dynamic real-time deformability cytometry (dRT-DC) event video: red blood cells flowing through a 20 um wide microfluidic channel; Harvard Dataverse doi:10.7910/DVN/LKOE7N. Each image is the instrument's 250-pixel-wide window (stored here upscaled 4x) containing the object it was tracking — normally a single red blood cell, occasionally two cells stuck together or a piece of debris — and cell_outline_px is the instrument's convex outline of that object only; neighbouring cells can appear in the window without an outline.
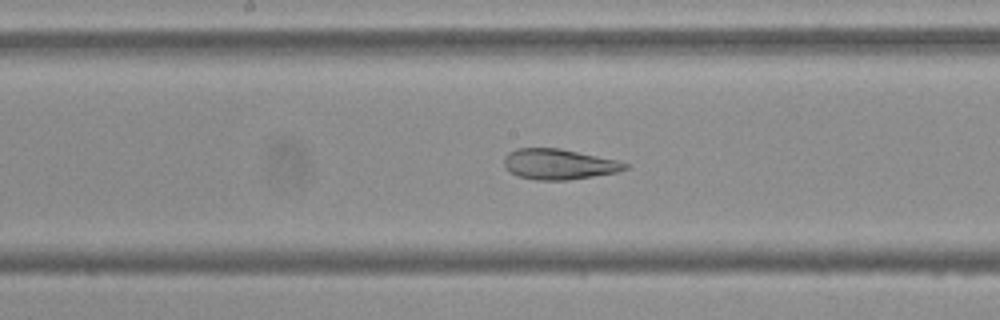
{"species": "Egyptian fruit bat (a non-hibernating species)", "species_latin": "Rousettus aegyptiacus", "temperature_condition": "cold", "stored_images_in_passage": 53, "camera_frame_rate_fps": 3000, "um_per_image_px": 0.085, "frame": {"image": 1, "passage_image": 27, "time_ms": 8.667, "image_size_px": [1000, 320], "cell_outline_px": [[628, 168], [616, 172], [568, 180], [536, 180], [516, 176], [504, 168], [504, 156], [508, 152], [516, 148], [560, 148], [616, 160], [628, 164]], "centroid_in_image_um": [47.43, 13.95], "position_along_channel_um": 200.8, "area_um2": 21.5}}
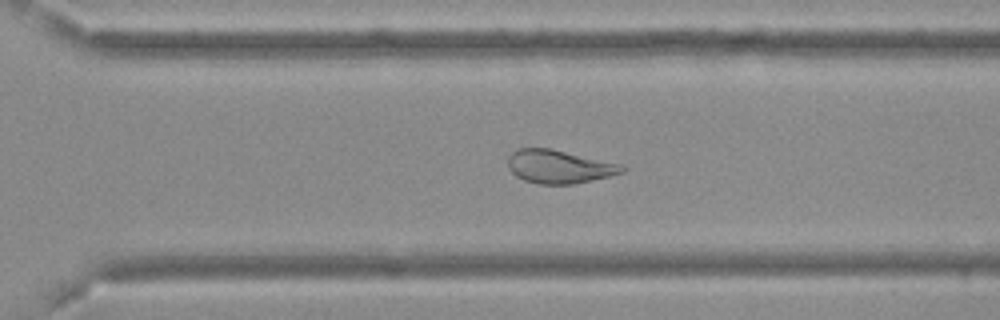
{"frame": {"image": 2, "passage_image": 37, "time_ms": 12.0, "image_size_px": [1000, 320], "cell_outline_px": [[628, 168], [624, 172], [592, 180], [572, 184], [540, 184], [524, 180], [516, 176], [508, 168], [508, 156], [516, 148], [548, 148], [624, 164]], "centroid_in_image_um": [47.54, 14.16], "position_along_channel_um": 323.1, "area_um2": 22.25}}
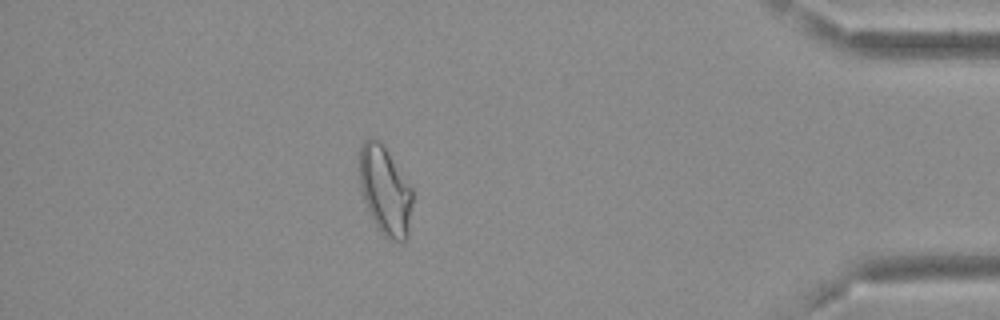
{"frame": {"image": 3, "passage_image": 47, "time_ms": 15.333, "image_size_px": [1000, 320], "cell_outline_px": [[412, 204], [408, 236], [400, 244], [388, 240], [380, 232], [364, 200], [360, 188], [360, 144], [368, 136], [372, 136], [380, 140], [412, 188]], "centroid_in_image_um": [32.74, 16.2], "position_along_channel_um": 402.5, "area_um2": 27.51}, "authors_computed_cell_mechanics": {"area_um2": 27.3394, "velocity_mm_per_s": 3.6798, "shape_relaxation_time_tau1_ms": null, "shape_relaxation_time_tau2_ms": 2.0225, "deformation_change_tau1": null, "deformation_change_tau2": 0.0881}}